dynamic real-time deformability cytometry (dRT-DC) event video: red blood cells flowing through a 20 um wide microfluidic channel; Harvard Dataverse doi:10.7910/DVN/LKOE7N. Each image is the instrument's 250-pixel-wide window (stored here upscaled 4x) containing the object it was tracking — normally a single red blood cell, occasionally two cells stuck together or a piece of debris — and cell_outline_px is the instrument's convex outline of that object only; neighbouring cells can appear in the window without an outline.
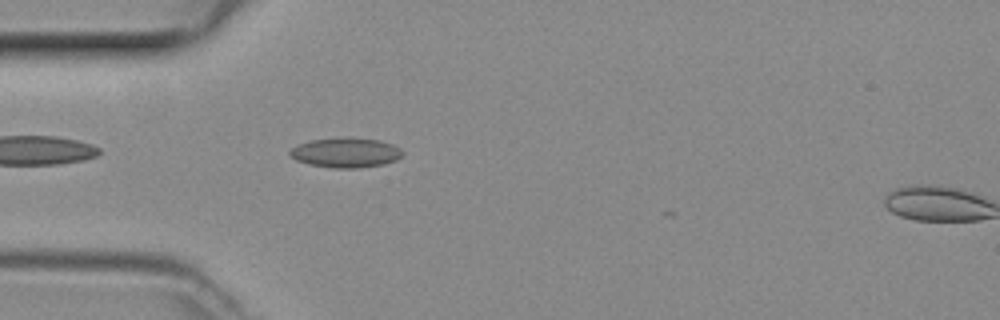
{"species": "common noctule bat (a hibernating species)", "species_latin": "Nyctalus noctula", "temperature_condition": "room temperature", "stored_images_in_passage": 4, "camera_frame_rate_fps": 3000, "um_per_image_px": 0.085, "animal": {"sex": "female", "body_mass_g": 29.2, "forearm_length_mm": 56.3}, "frame": {"image": 1, "passage_image": 3, "time_ms": 0.667, "image_size_px": [1000, 320], "cell_outline_px": [[404, 152], [396, 160], [384, 164], [352, 168], [336, 168], [308, 164], [296, 160], [288, 152], [296, 144], [312, 140], [340, 136], [348, 136], [380, 140], [392, 144], [400, 148]], "centroid_in_image_um": [29.38, 12.94], "position_along_channel_um": 55.6, "area_um2": 19.77}}